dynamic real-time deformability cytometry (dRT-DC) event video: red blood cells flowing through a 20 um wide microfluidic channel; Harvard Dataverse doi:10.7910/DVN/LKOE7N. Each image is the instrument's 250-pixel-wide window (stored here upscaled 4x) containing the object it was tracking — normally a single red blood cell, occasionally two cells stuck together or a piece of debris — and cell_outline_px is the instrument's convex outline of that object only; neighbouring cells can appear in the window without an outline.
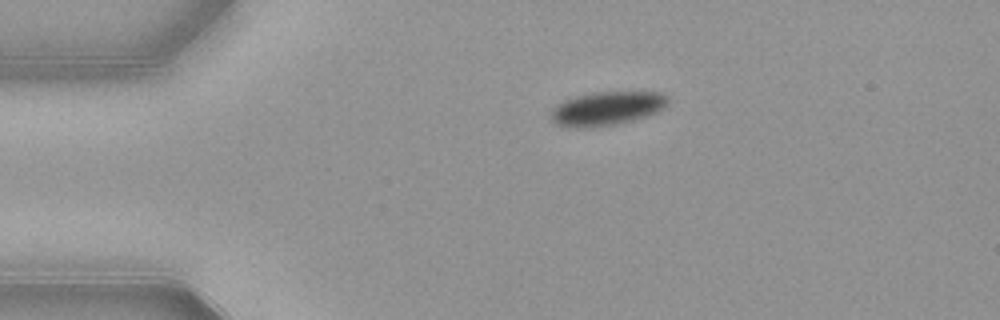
{"species": "common noctule bat (a hibernating species)", "species_latin": "Nyctalus noctula", "temperature_condition": "warm", "stored_images_in_passage": 43, "camera_frame_rate_fps": 3000, "um_per_image_px": 0.085, "animal": {"sex": "female", "body_mass_g": 21.9}, "frame": {"image": 1, "passage_image": 1, "time_ms": 0.0, "image_size_px": [1000, 320], "cell_outline_px": [[668, 104], [664, 108], [656, 112], [644, 116], [612, 124], [556, 124], [552, 120], [552, 108], [556, 104], [564, 100], [576, 96], [592, 92], [660, 92], [668, 96]], "centroid_in_image_um": [51.66, 9.13], "position_along_channel_um": 33.3, "area_um2": 21.79}}
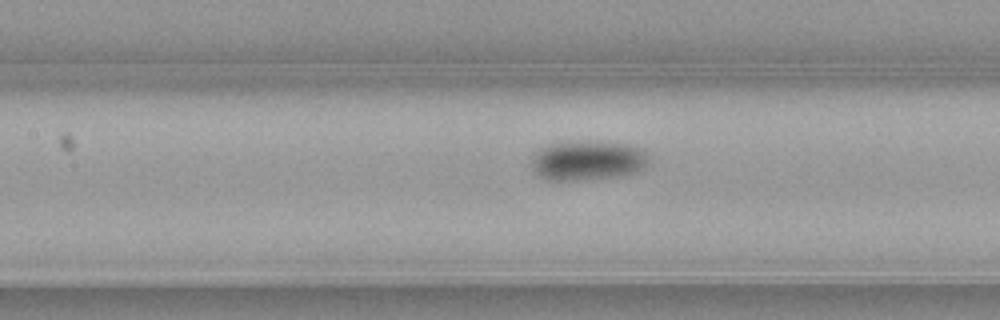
{"frame": {"image": 2, "passage_image": 14, "time_ms": 4.333, "image_size_px": [1000, 320], "cell_outline_px": [[648, 164], [644, 168], [636, 172], [620, 176], [580, 180], [544, 180], [532, 168], [532, 156], [540, 148], [548, 144], [564, 140], [600, 140], [628, 144], [644, 148], [648, 156]], "centroid_in_image_um": [49.96, 13.6], "position_along_channel_um": 157.4, "area_um2": 28.03}}
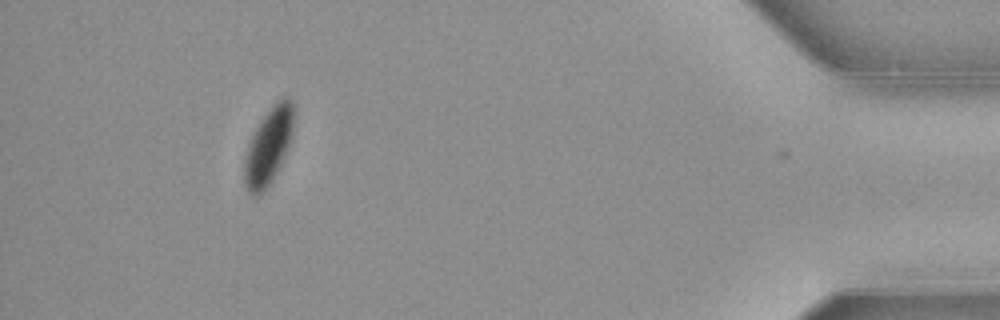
{"frame": {"image": 3, "passage_image": 39, "time_ms": 12.667, "image_size_px": [1000, 320], "cell_outline_px": [[292, 136], [288, 148], [272, 180], [264, 192], [256, 196], [252, 196], [248, 192], [244, 184], [244, 156], [248, 144], [256, 128], [272, 104], [284, 96], [288, 96], [292, 100]], "centroid_in_image_um": [22.79, 12.46], "position_along_channel_um": 412.4, "area_um2": 21.85}, "authors_computed_cell_mechanics": {"area_um2": 25.0852, "velocity_mm_per_s": 3.8643, "shape_relaxation_time_tau1_ms": 4.4593, "shape_relaxation_time_tau2_ms": null, "deformation_change_tau1": 0.0811, "deformation_change_tau2": null}}